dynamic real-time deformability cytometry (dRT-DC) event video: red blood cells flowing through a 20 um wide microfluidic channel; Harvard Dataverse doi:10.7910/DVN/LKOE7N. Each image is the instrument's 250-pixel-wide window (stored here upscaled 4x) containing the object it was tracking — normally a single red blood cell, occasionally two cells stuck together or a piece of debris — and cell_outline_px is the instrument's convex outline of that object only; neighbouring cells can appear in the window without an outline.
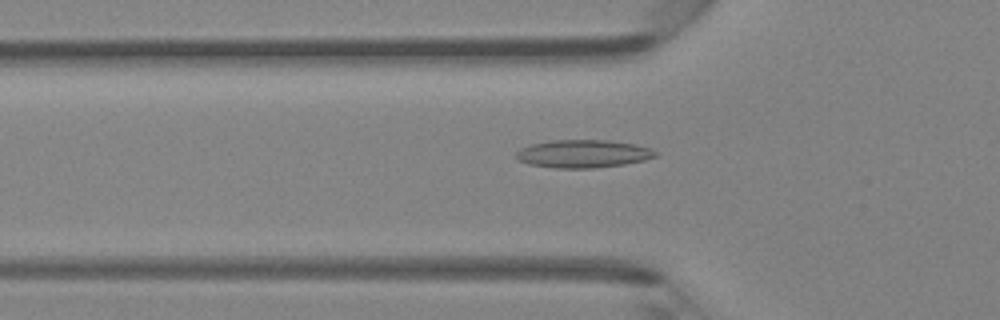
{"species": "Egyptian fruit bat (a non-hibernating species)", "species_latin": "Rousettus aegyptiacus", "temperature_condition": "room temperature", "stored_images_in_passage": 47, "camera_frame_rate_fps": 3000, "um_per_image_px": 0.085, "animal": {"sex": "female"}, "frame": {"image": 1, "passage_image": 16, "time_ms": 5.0, "image_size_px": [1000, 320], "cell_outline_px": [[656, 156], [644, 160], [624, 164], [592, 168], [556, 168], [532, 164], [520, 160], [516, 156], [516, 152], [520, 148], [532, 144], [552, 140], [608, 140], [636, 144], [652, 148], [656, 152]], "centroid_in_image_um": [49.6, 13.06], "position_along_channel_um": 76.2, "area_um2": 22.48}}
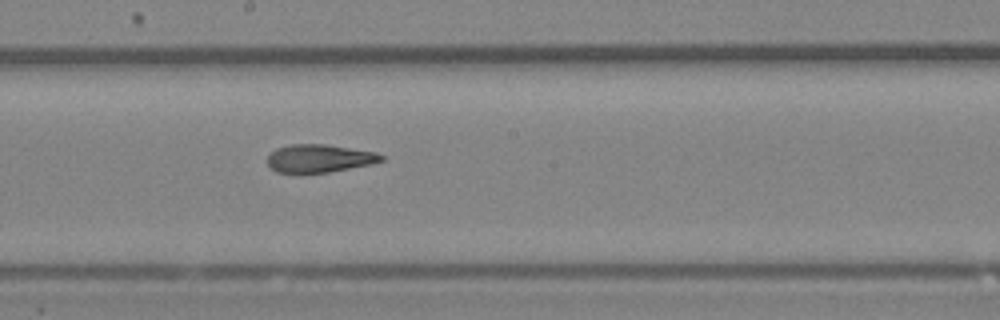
{"frame": {"image": 2, "passage_image": 26, "time_ms": 8.333, "image_size_px": [1000, 320], "cell_outline_px": [[384, 160], [372, 164], [328, 172], [276, 172], [268, 164], [268, 156], [276, 148], [292, 144], [324, 144], [376, 152], [384, 156]], "centroid_in_image_um": [27.17, 13.45], "position_along_channel_um": 221.0, "area_um2": 18.32}}
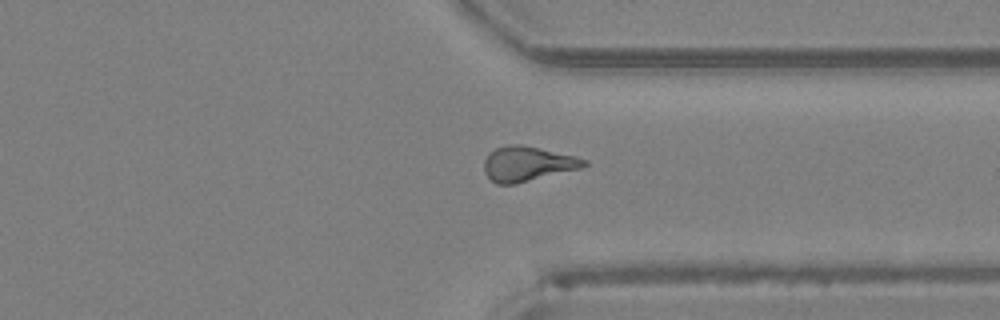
{"frame": {"image": 3, "passage_image": 36, "time_ms": 11.667, "image_size_px": [1000, 320], "cell_outline_px": [[588, 164], [580, 168], [516, 184], [496, 184], [484, 172], [484, 160], [488, 152], [496, 148], [508, 144], [520, 144], [576, 156], [588, 160]], "centroid_in_image_um": [44.81, 13.92], "position_along_channel_um": 366.6, "area_um2": 20.29}, "authors_computed_cell_mechanics": {"area_um2": 19.7676, "velocity_mm_per_s": 4.3516, "shape_relaxation_time_tau1_ms": null, "shape_relaxation_time_tau2_ms": 2.669, "deformation_change_tau1": null, "deformation_change_tau2": 0.1193}}